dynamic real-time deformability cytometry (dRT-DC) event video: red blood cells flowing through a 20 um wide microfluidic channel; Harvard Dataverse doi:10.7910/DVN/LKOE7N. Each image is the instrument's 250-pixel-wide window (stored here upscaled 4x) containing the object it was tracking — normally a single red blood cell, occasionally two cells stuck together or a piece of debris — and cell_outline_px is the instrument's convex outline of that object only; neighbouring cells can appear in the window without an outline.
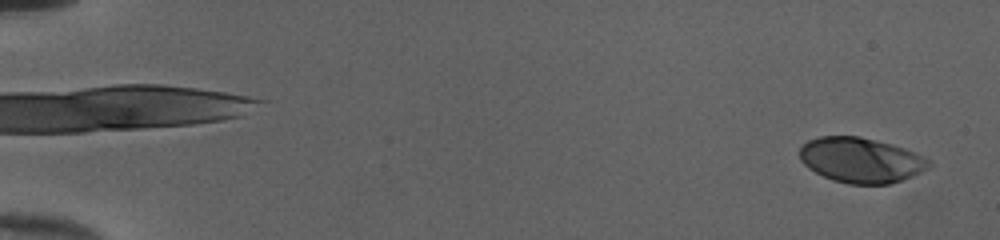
{"species": "human", "species_latin": "Homo sapiens", "temperature_condition": "cold", "stored_images_in_passage": 52, "camera_frame_rate_fps": 3000, "um_per_image_px": 0.085, "donor": {"sex": "female"}, "frame": {"image": 1, "passage_image": 2, "time_ms": 0.333, "image_size_px": [1000, 240], "cell_outline_px": [[932, 164], [928, 168], [912, 176], [888, 184], [848, 184], [832, 180], [808, 168], [800, 160], [800, 148], [808, 140], [820, 136], [860, 136], [904, 148], [928, 160]], "centroid_in_image_um": [73.14, 13.61], "position_along_channel_um": 11.9, "area_um2": 33.64}}
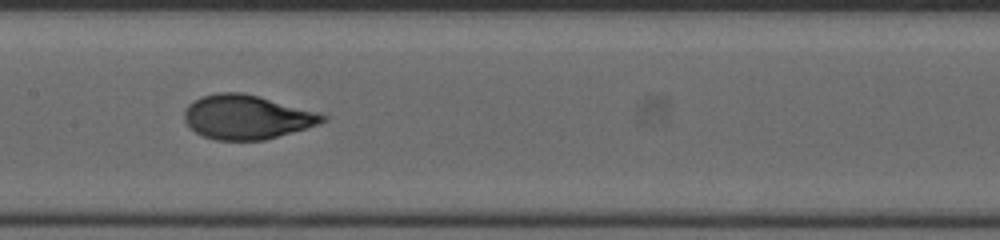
{"frame": {"image": 2, "passage_image": 28, "time_ms": 9.0, "image_size_px": [1000, 240], "cell_outline_px": [[328, 120], [320, 124], [264, 140], [216, 140], [204, 136], [196, 132], [184, 120], [184, 112], [188, 104], [204, 96], [216, 92], [240, 92], [320, 112], [328, 116]], "centroid_in_image_um": [21.01, 9.95], "position_along_channel_um": 186.4, "area_um2": 35.32}}
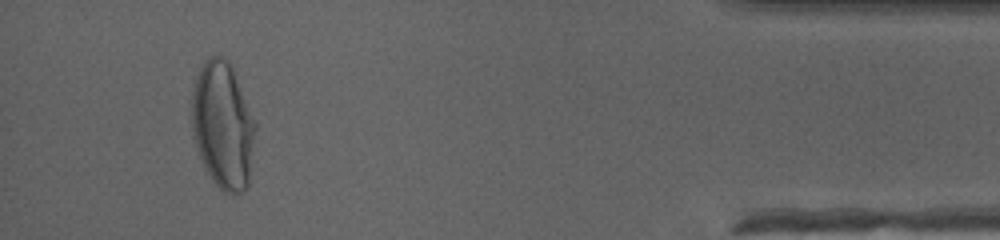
{"frame": {"image": 3, "passage_image": 49, "time_ms": 16.0, "image_size_px": [1000, 240], "cell_outline_px": [[256, 128], [248, 184], [236, 196], [232, 196], [224, 192], [212, 180], [204, 168], [196, 144], [192, 128], [192, 92], [200, 68], [208, 56], [224, 56], [232, 68], [256, 120]], "centroid_in_image_um": [18.96, 10.67], "position_along_channel_um": 416.2, "area_um2": 46.93}, "authors_computed_cell_mechanics": {"area_um2": 34.969, "velocity_mm_per_s": 4.028, "shape_relaxation_time_tau1_ms": 5.1507, "shape_relaxation_time_tau2_ms": null, "deformation_change_tau1": 0.2077, "deformation_change_tau2": null}}